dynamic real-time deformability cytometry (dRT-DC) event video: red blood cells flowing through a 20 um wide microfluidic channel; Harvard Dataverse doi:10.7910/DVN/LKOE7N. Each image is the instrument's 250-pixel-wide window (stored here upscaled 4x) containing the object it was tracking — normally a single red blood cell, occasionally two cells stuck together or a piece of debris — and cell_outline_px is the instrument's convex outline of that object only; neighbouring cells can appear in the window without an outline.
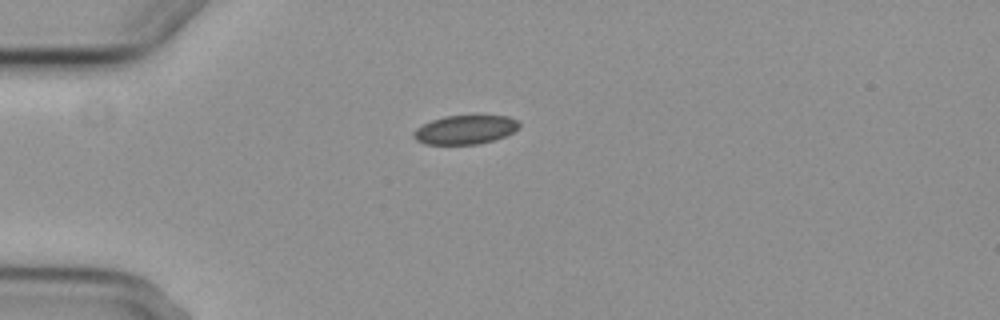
{"species": "common noctule bat (a hibernating species)", "species_latin": "Nyctalus noctula", "temperature_condition": "cold", "stored_images_in_passage": 2, "camera_frame_rate_fps": 3000, "um_per_image_px": 0.085, "animal": {"sex": "female", "body_mass_g": 29.2, "forearm_length_mm": 56.3}, "frame": {"image": 1, "passage_image": 1, "time_ms": 0.0, "image_size_px": [1000, 320], "cell_outline_px": [[520, 128], [504, 136], [492, 140], [476, 144], [424, 144], [416, 140], [412, 136], [412, 132], [416, 128], [432, 120], [444, 116], [476, 112], [508, 116], [516, 120], [520, 124]], "centroid_in_image_um": [39.56, 10.96], "position_along_channel_um": 45.4, "area_um2": 18.55}}